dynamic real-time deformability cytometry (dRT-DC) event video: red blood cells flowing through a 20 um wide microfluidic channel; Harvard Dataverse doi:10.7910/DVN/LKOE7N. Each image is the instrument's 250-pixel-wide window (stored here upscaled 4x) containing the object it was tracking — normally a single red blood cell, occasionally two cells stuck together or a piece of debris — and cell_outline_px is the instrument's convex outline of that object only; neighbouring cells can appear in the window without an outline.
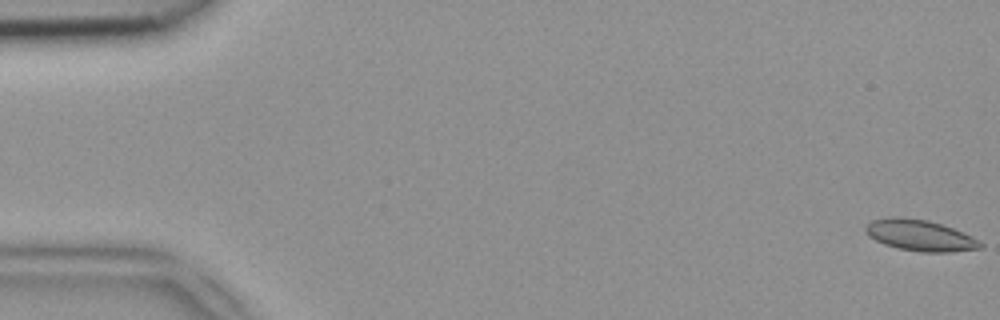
{"species": "common noctule bat (a hibernating species)", "species_latin": "Nyctalus noctula", "temperature_condition": "room temperature", "stored_images_in_passage": 50, "camera_frame_rate_fps": 3000, "um_per_image_px": 0.085, "animal": {"sex": "female", "body_mass_g": 18.4}, "frame": {"image": 1, "passage_image": 1, "time_ms": 0.0, "image_size_px": [1000, 320], "cell_outline_px": [[984, 244], [980, 248], [948, 252], [924, 252], [900, 248], [884, 244], [868, 236], [864, 228], [872, 220], [892, 216], [896, 216], [928, 220], [952, 228], [972, 236]], "centroid_in_image_um": [78.18, 20.0], "position_along_channel_um": 6.8, "area_um2": 20.58}}
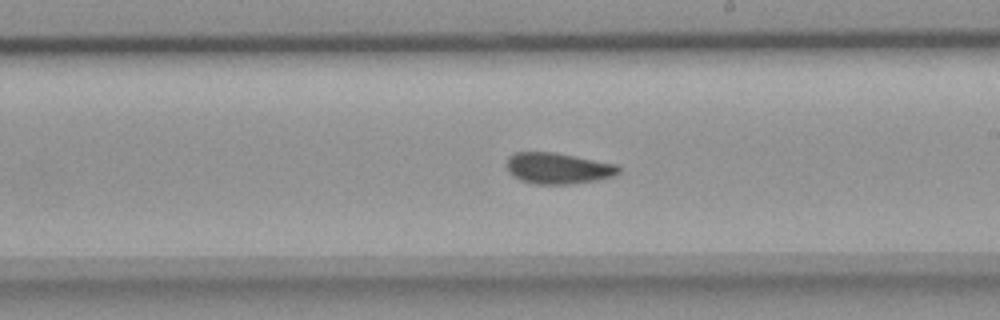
{"frame": {"image": 2, "passage_image": 29, "time_ms": 9.333, "image_size_px": [1000, 320], "cell_outline_px": [[620, 172], [616, 176], [596, 180], [572, 184], [536, 184], [520, 180], [508, 172], [508, 156], [516, 152], [556, 152], [620, 164]], "centroid_in_image_um": [47.5, 14.3], "position_along_channel_um": 241.5, "area_um2": 20.58}}
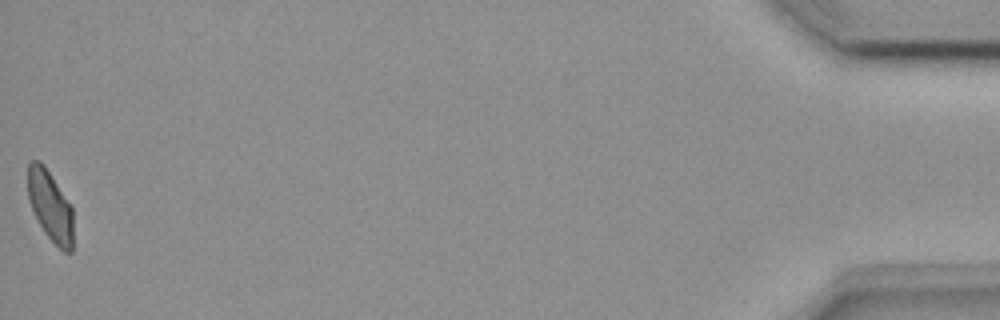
{"frame": {"image": 3, "passage_image": 50, "time_ms": 16.333, "image_size_px": [1000, 320], "cell_outline_px": [[72, 252], [64, 252], [44, 232], [28, 200], [28, 164], [32, 160], [40, 160], [44, 164], [72, 208]], "centroid_in_image_um": [4.25, 17.48], "position_along_channel_um": 430.9, "area_um2": 18.26}}